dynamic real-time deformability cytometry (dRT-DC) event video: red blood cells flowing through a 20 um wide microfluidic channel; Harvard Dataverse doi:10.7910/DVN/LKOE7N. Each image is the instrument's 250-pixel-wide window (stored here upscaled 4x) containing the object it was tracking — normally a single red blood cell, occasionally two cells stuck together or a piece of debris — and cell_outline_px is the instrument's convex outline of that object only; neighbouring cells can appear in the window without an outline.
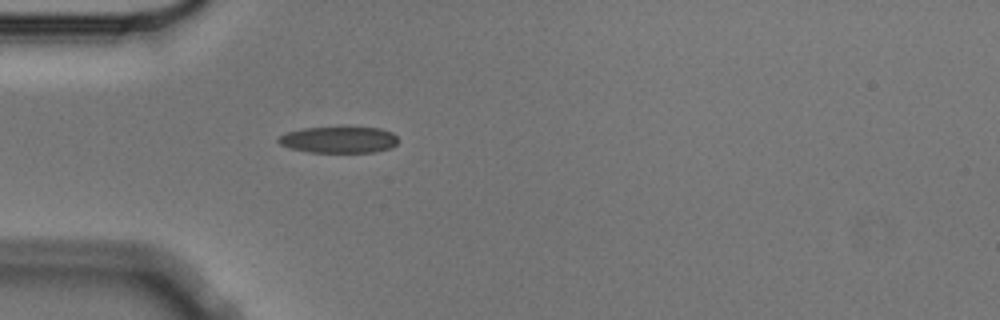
{"species": "Egyptian fruit bat (a non-hibernating species)", "species_latin": "Rousettus aegyptiacus", "temperature_condition": "cold", "stored_images_in_passage": 1, "camera_frame_rate_fps": 3000, "um_per_image_px": 0.085, "animal": {"sex": "male"}, "frame": {"image": 1, "passage_image": 1, "time_ms": 0.0, "image_size_px": [1000, 320], "cell_outline_px": [[396, 144], [392, 148], [372, 152], [308, 152], [292, 148], [280, 144], [276, 140], [280, 136], [288, 132], [300, 128], [380, 128], [392, 132], [396, 136]], "centroid_in_image_um": [28.8, 11.88], "position_along_channel_um": 56.2, "area_um2": 18.15}}